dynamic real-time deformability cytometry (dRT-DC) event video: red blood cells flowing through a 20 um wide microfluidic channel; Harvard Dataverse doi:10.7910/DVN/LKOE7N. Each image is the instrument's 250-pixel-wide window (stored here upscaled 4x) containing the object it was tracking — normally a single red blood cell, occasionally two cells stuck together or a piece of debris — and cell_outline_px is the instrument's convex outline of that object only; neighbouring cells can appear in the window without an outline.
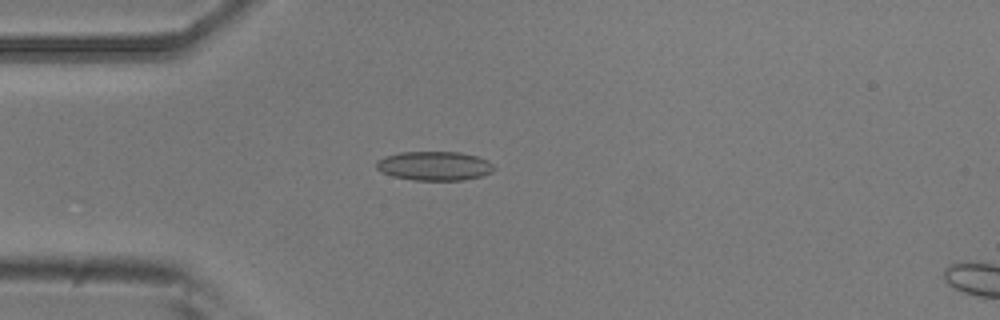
{"species": "common noctule bat (a hibernating species)", "species_latin": "Nyctalus noctula", "temperature_condition": "room temperature", "stored_images_in_passage": 8, "camera_frame_rate_fps": 3000, "um_per_image_px": 0.085, "animal": {"sex": "male", "body_mass_g": 20.5, "forearm_length_mm": 52.5}, "frame": {"image": 1, "passage_image": 4, "time_ms": 3.667, "image_size_px": [1000, 320], "cell_outline_px": [[496, 168], [492, 172], [480, 176], [464, 180], [412, 180], [392, 176], [380, 172], [376, 168], [376, 160], [384, 156], [400, 152], [460, 152], [476, 156], [488, 160]], "centroid_in_image_um": [36.89, 14.1], "position_along_channel_um": 48.1, "area_um2": 20.11}}
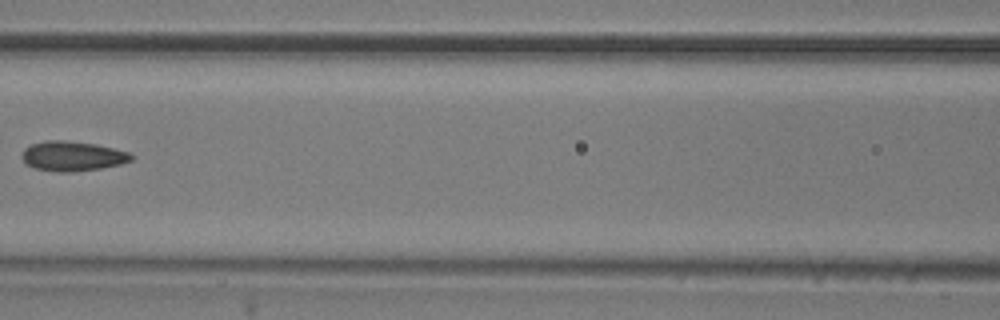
{"frame": {"image": 2, "passage_image": 7, "time_ms": 7.0, "image_size_px": [1000, 320], "cell_outline_px": [[132, 160], [120, 164], [100, 168], [72, 172], [60, 172], [36, 168], [24, 164], [20, 156], [24, 148], [32, 144], [44, 140], [60, 140], [96, 144], [128, 152], [132, 156]], "centroid_in_image_um": [6.1, 13.27], "position_along_channel_um": 160.5, "area_um2": 18.9}}
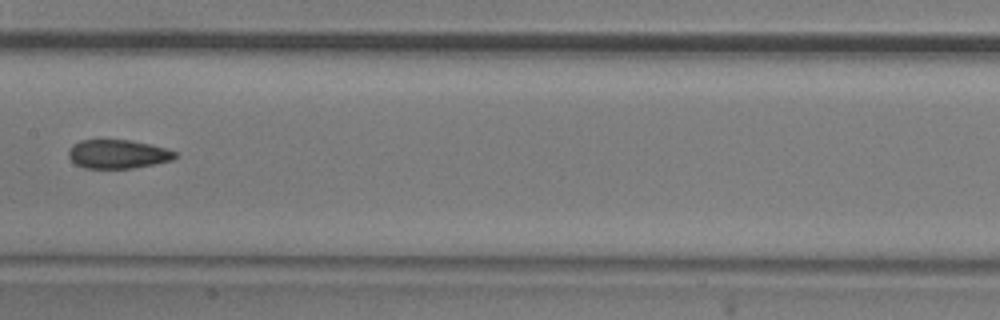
{"frame": {"image": 3, "passage_image": 8, "time_ms": 8.0, "image_size_px": [1000, 320], "cell_outline_px": [[176, 156], [172, 160], [156, 164], [132, 168], [84, 168], [76, 164], [68, 156], [68, 148], [72, 144], [80, 140], [128, 140], [148, 144], [164, 148], [176, 152]], "centroid_in_image_um": [9.98, 13.1], "position_along_channel_um": 197.4, "area_um2": 17.8}}